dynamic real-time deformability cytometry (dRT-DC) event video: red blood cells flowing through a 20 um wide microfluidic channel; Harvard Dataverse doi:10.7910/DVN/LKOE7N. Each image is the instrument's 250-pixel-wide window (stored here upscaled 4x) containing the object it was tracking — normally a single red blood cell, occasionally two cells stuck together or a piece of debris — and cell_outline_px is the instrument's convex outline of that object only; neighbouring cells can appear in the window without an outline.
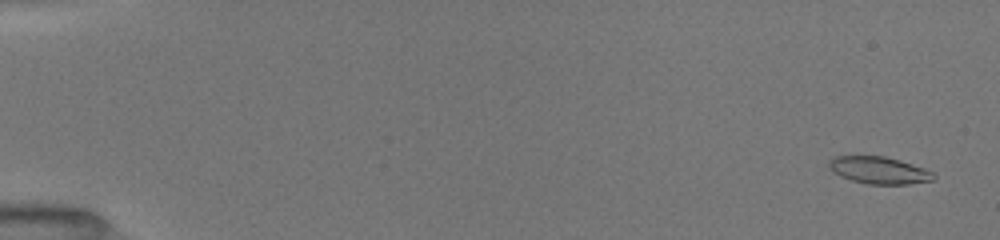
{"species": "common noctule bat (a hibernating species)", "species_latin": "Nyctalus noctula", "temperature_condition": "room temperature", "stored_images_in_passage": 48, "camera_frame_rate_fps": 3000, "um_per_image_px": 0.085, "animal": {"sex": "female", "body_mass_g": 19.5, "forearm_length_mm": 54.1}, "frame": {"image": 1, "passage_image": 2, "time_ms": 0.667, "image_size_px": [1000, 240], "cell_outline_px": [[936, 176], [932, 180], [908, 184], [868, 184], [852, 180], [840, 176], [832, 172], [828, 168], [828, 160], [832, 156], [884, 156], [900, 160], [924, 168], [932, 172]], "centroid_in_image_um": [74.66, 14.46], "position_along_channel_um": 10.3, "area_um2": 16.59}}
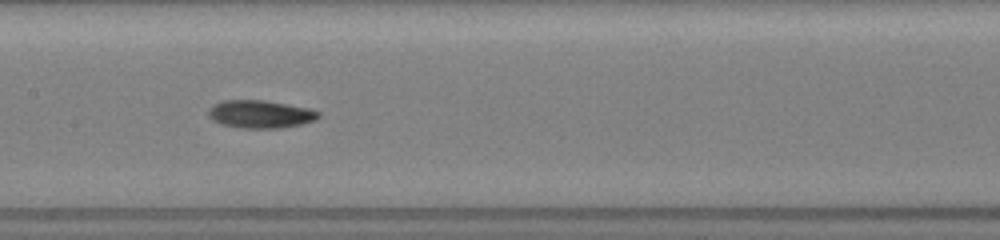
{"frame": {"image": 2, "passage_image": 22, "time_ms": 9.0, "image_size_px": [1000, 240], "cell_outline_px": [[320, 116], [316, 120], [284, 128], [240, 128], [220, 124], [212, 120], [208, 116], [208, 108], [212, 104], [224, 100], [264, 100], [312, 108], [320, 112]], "centroid_in_image_um": [22.12, 9.7], "position_along_channel_um": 185.3, "area_um2": 18.21}}
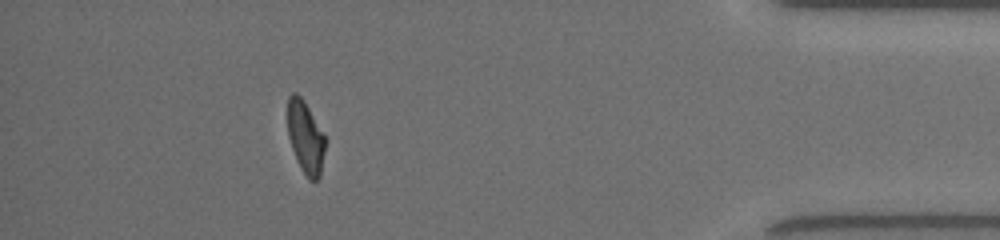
{"frame": {"image": 3, "passage_image": 42, "time_ms": 15.667, "image_size_px": [1000, 240], "cell_outline_px": [[324, 152], [320, 176], [316, 180], [308, 180], [300, 168], [296, 160], [288, 136], [288, 96], [292, 92], [296, 92], [304, 100], [324, 132]], "centroid_in_image_um": [25.96, 11.65], "position_along_channel_um": 409.2, "area_um2": 15.95}, "authors_computed_cell_mechanics": {"area_um2": 16.7042, "velocity_mm_per_s": 4.0307, "shape_relaxation_time_tau1_ms": 4.1806, "shape_relaxation_time_tau2_ms": 1.9363, "deformation_change_tau1": 0.1484, "deformation_change_tau2": 0.0784}}